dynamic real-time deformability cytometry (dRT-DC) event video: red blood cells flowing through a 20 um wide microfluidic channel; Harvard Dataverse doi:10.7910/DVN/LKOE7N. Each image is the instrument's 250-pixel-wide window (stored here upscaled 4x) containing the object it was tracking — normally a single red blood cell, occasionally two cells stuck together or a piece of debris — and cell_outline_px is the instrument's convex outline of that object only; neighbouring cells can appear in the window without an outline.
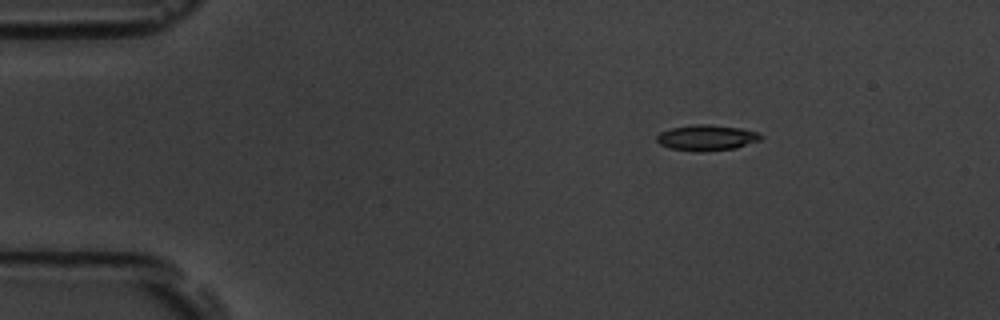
{"species": "common noctule bat (a hibernating species)", "species_latin": "Nyctalus noctula", "temperature_condition": "room temperature", "stored_images_in_passage": 4, "camera_frame_rate_fps": 3000, "um_per_image_px": 0.085, "animal": {"sex": "male", "body_mass_g": 19.5, "forearm_length_mm": 54.6}, "frame": {"image": 1, "passage_image": 2, "time_ms": 1.0, "image_size_px": [1000, 320], "cell_outline_px": [[764, 136], [760, 140], [736, 148], [700, 152], [696, 152], [672, 148], [660, 144], [656, 140], [656, 136], [660, 132], [672, 128], [692, 124], [708, 124], [740, 128], [756, 132]], "centroid_in_image_um": [60.06, 11.7], "position_along_channel_um": 24.9, "area_um2": 15.55}}